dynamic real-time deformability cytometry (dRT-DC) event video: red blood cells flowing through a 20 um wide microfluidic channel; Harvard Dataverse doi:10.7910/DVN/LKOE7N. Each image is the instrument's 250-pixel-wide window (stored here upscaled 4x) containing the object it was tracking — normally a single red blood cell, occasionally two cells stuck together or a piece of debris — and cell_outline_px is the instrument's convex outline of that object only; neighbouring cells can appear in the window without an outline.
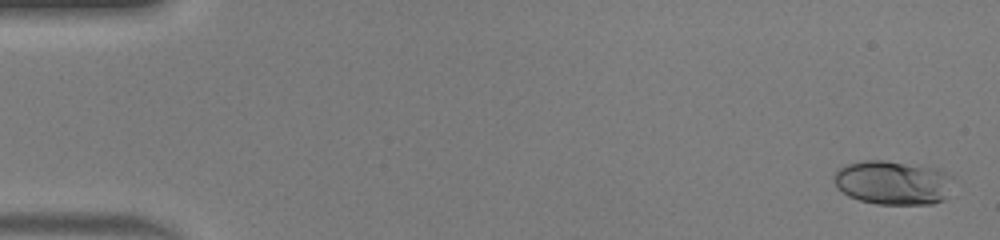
{"species": "human", "species_latin": "Homo sapiens", "temperature_condition": "warm", "stored_images_in_passage": 17, "camera_frame_rate_fps": 3000, "um_per_image_px": 0.085, "donor": {"sex": "male"}, "frame": {"image": 1, "passage_image": 2, "time_ms": 0.333, "image_size_px": [1000, 240], "cell_outline_px": [[952, 176], [944, 200], [932, 204], [876, 204], [860, 200], [848, 196], [836, 188], [836, 172], [840, 168], [848, 164], [860, 160], [884, 160], [940, 168]], "centroid_in_image_um": [75.89, 15.52], "position_along_channel_um": 9.1, "area_um2": 30.52}}
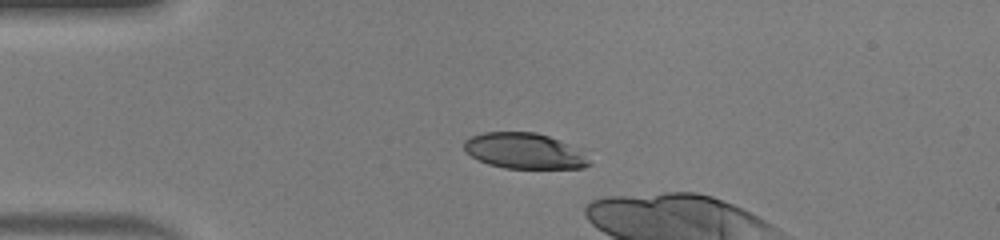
{"frame": {"image": 2, "passage_image": 13, "time_ms": 4.0, "image_size_px": [1000, 240], "cell_outline_px": [[592, 164], [584, 168], [504, 168], [488, 164], [464, 152], [464, 140], [472, 136], [484, 132], [536, 132], [560, 140], [568, 144], [588, 160]], "centroid_in_image_um": [44.5, 12.83], "position_along_channel_um": 40.5, "area_um2": 25.66}}